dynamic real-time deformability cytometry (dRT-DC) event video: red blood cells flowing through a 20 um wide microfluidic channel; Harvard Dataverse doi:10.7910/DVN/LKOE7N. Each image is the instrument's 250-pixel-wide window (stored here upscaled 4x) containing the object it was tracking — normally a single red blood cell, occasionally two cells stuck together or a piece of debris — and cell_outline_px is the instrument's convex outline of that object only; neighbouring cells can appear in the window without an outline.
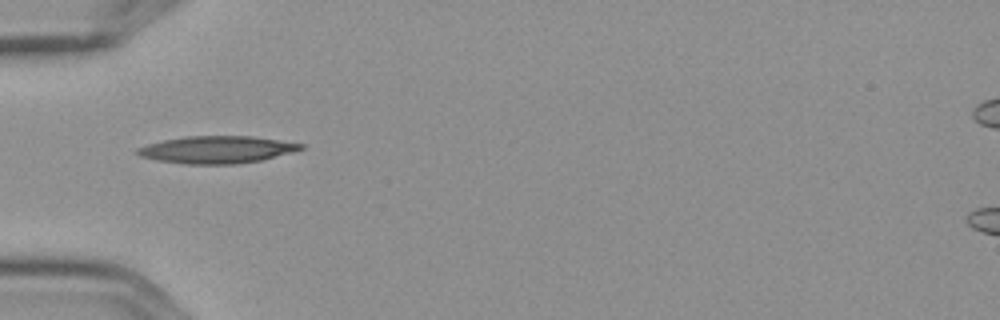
{"species": "Egyptian fruit bat (a non-hibernating species)", "species_latin": "Rousettus aegyptiacus", "temperature_condition": "cold", "stored_images_in_passage": 8, "camera_frame_rate_fps": 3000, "um_per_image_px": 0.085, "frame": {"image": 1, "passage_image": 5, "time_ms": 1.333, "image_size_px": [1000, 320], "cell_outline_px": [[304, 148], [292, 152], [260, 160], [236, 164], [184, 164], [156, 160], [140, 156], [136, 152], [136, 148], [148, 144], [164, 140], [184, 136], [252, 136], [304, 144]], "centroid_in_image_um": [18.4, 12.72], "position_along_channel_um": 66.6, "area_um2": 25.84}}
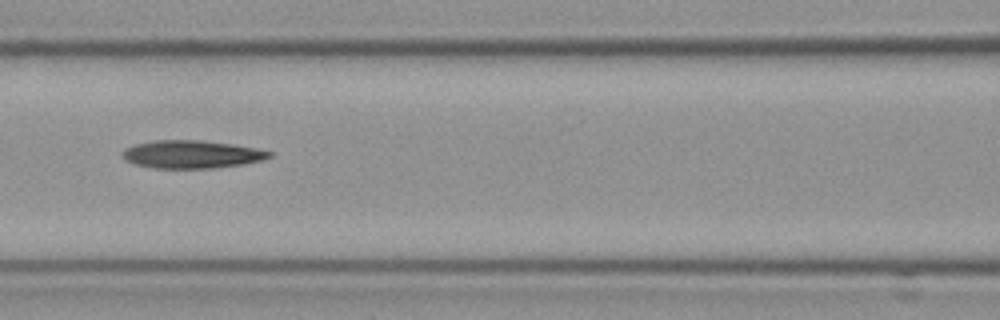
{"frame": {"image": 2, "passage_image": 7, "time_ms": 2.0, "image_size_px": [1000, 320], "cell_outline_px": [[272, 156], [264, 160], [244, 164], [212, 168], [156, 168], [136, 164], [124, 160], [120, 156], [120, 152], [124, 148], [136, 144], [156, 140], [200, 140], [232, 144], [256, 148], [272, 152]], "centroid_in_image_um": [16.27, 13.11], "position_along_channel_um": 150.3, "area_um2": 23.99}}
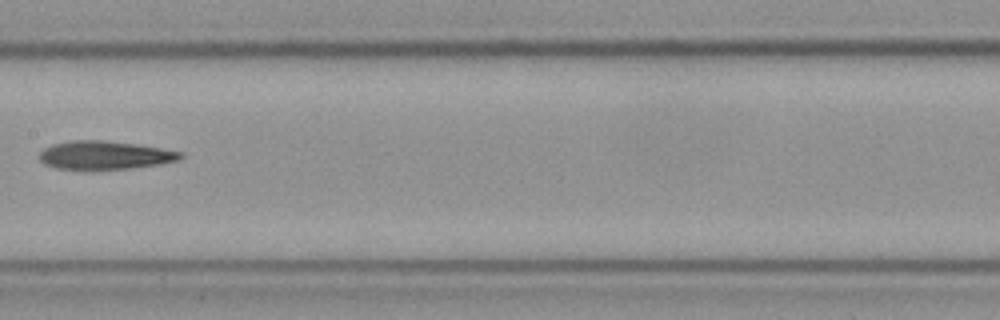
{"frame": {"image": 3, "passage_image": 8, "time_ms": 2.333, "image_size_px": [1000, 320], "cell_outline_px": [[184, 156], [180, 160], [160, 164], [132, 168], [88, 172], [56, 168], [44, 164], [40, 160], [40, 152], [44, 148], [52, 144], [72, 140], [100, 140], [136, 144], [184, 152]], "centroid_in_image_um": [8.89, 13.23], "position_along_channel_um": 198.5, "area_um2": 24.1}}